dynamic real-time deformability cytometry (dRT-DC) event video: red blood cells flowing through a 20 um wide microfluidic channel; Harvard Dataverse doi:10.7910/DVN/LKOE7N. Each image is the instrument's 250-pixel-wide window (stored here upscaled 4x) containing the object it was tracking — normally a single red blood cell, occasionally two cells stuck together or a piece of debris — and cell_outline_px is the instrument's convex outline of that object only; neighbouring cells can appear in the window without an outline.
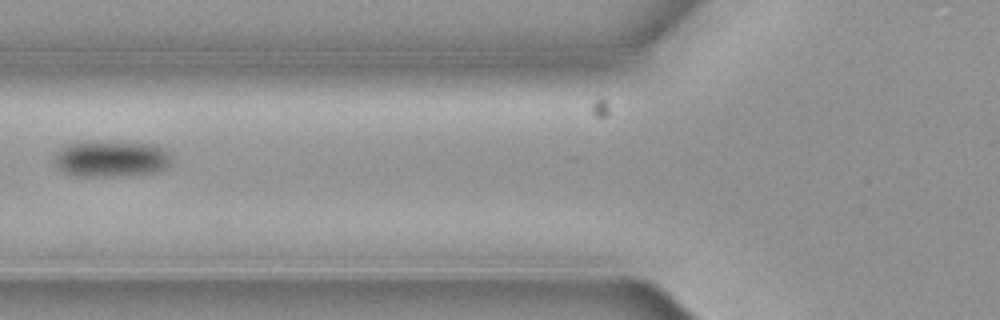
{"species": "common noctule bat (a hibernating species)", "species_latin": "Nyctalus noctula", "temperature_condition": "cold", "stored_images_in_passage": 6, "camera_frame_rate_fps": 3000, "um_per_image_px": 0.085, "animal": {"sex": "female", "body_mass_g": 19.3, "forearm_length_mm": 54.1}, "frame": {"image": 1, "passage_image": 5, "time_ms": 1.333, "image_size_px": [1000, 320], "cell_outline_px": [[172, 160], [164, 168], [156, 172], [112, 176], [80, 176], [64, 172], [56, 168], [52, 160], [56, 152], [60, 148], [76, 140], [88, 140], [148, 144], [164, 148], [168, 152]], "centroid_in_image_um": [9.35, 13.47], "position_along_channel_um": 116.4, "area_um2": 25.09}}
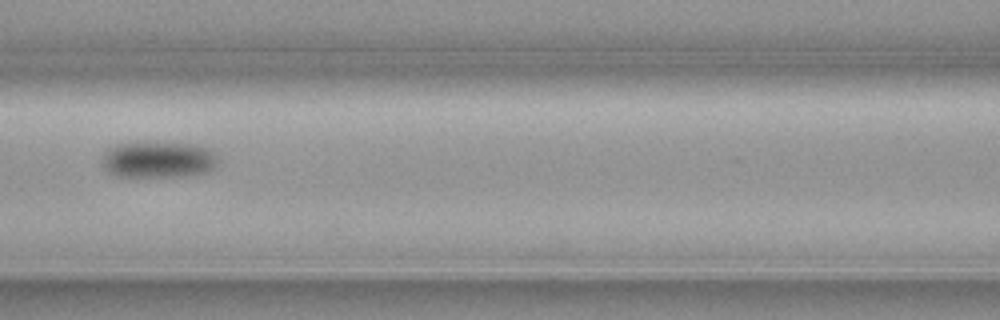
{"frame": {"image": 2, "passage_image": 6, "time_ms": 1.667, "image_size_px": [1000, 320], "cell_outline_px": [[220, 160], [212, 168], [204, 172], [180, 176], [116, 176], [104, 168], [104, 152], [108, 148], [120, 144], [144, 140], [196, 144], [208, 148]], "centroid_in_image_um": [13.46, 13.52], "position_along_channel_um": 153.1, "area_um2": 24.8}}